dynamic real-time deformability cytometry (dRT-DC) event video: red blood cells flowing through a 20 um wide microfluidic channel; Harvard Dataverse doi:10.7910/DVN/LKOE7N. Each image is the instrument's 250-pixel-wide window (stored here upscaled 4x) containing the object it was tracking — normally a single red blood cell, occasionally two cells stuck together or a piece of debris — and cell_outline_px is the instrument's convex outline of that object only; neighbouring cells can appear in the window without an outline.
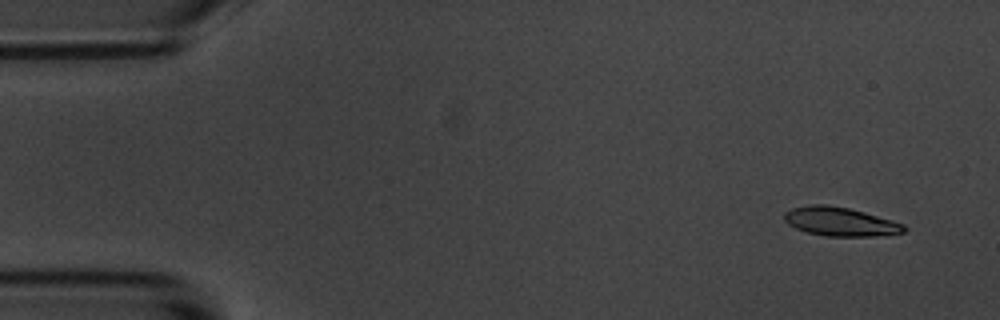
{"species": "common noctule bat (a hibernating species)", "species_latin": "Nyctalus noctula", "temperature_condition": "room temperature", "stored_images_in_passage": 55, "segment_of_instrument_passage": [1, 2], "camera_frame_rate_fps": 3000, "um_per_image_px": 0.085, "animal": {"sex": "male", "body_mass_g": 20.1, "forearm_length_mm": 53.5}, "frame": {"image": 1, "passage_image": 2, "time_ms": 0.333, "image_size_px": [1000, 320], "cell_outline_px": [[908, 228], [904, 232], [872, 236], [824, 236], [808, 232], [796, 228], [788, 224], [784, 220], [784, 212], [792, 208], [808, 204], [824, 204], [848, 208], [892, 220], [904, 224]], "centroid_in_image_um": [71.39, 18.83], "position_along_channel_um": 13.6, "area_um2": 20.0}}
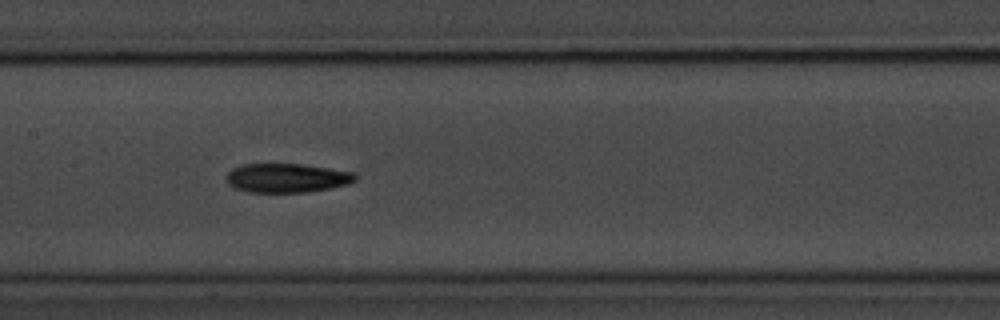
{"frame": {"image": 2, "passage_image": 25, "time_ms": 8.0, "image_size_px": [1000, 320], "cell_outline_px": [[356, 180], [348, 184], [308, 192], [248, 192], [232, 188], [228, 184], [228, 172], [232, 168], [244, 164], [300, 164], [356, 172]], "centroid_in_image_um": [24.38, 15.13], "position_along_channel_um": 183.0, "area_um2": 21.79}}
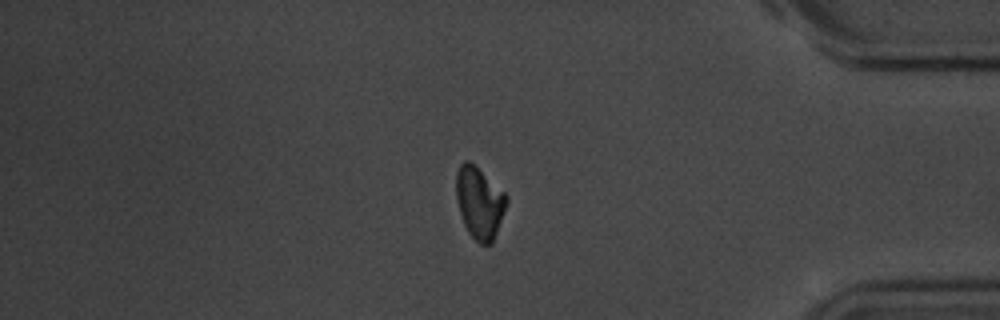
{"frame": {"image": 3, "passage_image": 45, "time_ms": 14.667, "image_size_px": [1000, 320], "cell_outline_px": [[508, 200], [492, 244], [480, 244], [468, 232], [464, 224], [456, 200], [456, 172], [460, 164], [464, 160], [468, 160], [504, 192], [508, 196]], "centroid_in_image_um": [40.74, 17.23], "position_along_channel_um": 394.5, "area_um2": 20.75}}